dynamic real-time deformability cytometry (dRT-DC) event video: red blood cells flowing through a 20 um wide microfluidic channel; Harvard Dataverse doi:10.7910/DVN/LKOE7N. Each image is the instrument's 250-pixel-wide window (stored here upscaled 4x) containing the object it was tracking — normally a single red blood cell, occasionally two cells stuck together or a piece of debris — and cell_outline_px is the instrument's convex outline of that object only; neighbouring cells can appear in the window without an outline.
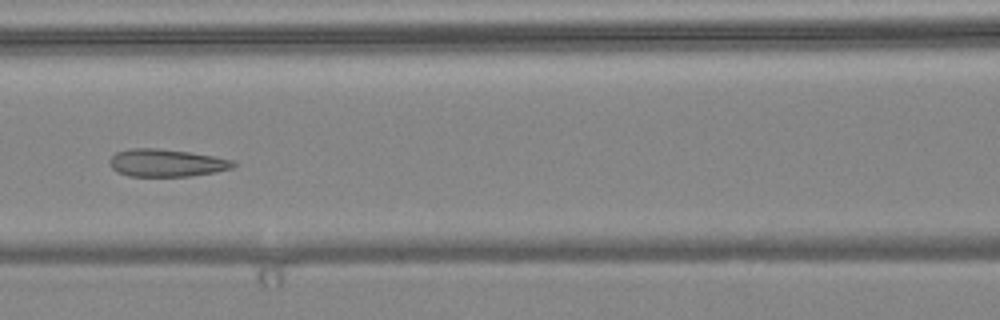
{"species": "common noctule bat (a hibernating species)", "species_latin": "Nyctalus noctula", "temperature_condition": "warm", "stored_images_in_passage": 7, "camera_frame_rate_fps": 3000, "um_per_image_px": 0.085, "animal": {"sex": "female", "body_mass_g": 24.6, "forearm_length_mm": 56.2}, "frame": {"image": 1, "passage_image": 7, "time_ms": 2.0, "image_size_px": [1000, 320], "cell_outline_px": [[236, 164], [232, 168], [216, 172], [188, 176], [128, 176], [116, 172], [112, 168], [108, 160], [116, 152], [128, 148], [160, 148], [188, 152], [236, 160]], "centroid_in_image_um": [14.13, 13.84], "position_along_channel_um": 152.5, "area_um2": 20.0}}